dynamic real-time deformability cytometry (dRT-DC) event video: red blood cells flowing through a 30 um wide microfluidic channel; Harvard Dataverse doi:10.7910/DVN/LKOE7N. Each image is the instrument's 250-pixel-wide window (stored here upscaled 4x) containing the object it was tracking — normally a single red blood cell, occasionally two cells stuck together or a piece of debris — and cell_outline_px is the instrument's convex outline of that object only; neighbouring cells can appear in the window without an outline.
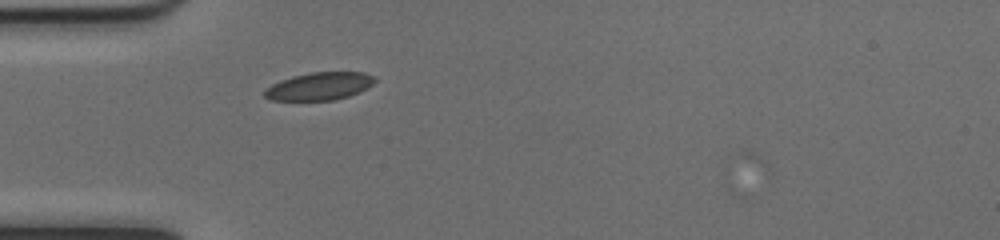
{"species": "common noctule bat (a hibernating species)", "species_latin": "Nyctalus noctula", "temperature_condition": "cold", "stored_images_in_passage": 3, "camera_frame_rate_fps": 3000, "um_per_image_px": 0.085, "animal": {"sex": "female", "body_mass_g": 17.0, "forearm_length_mm": 48.0}, "frame": {"image": 1, "passage_image": 2, "time_ms": 0.333, "image_size_px": [1000, 240], "cell_outline_px": [[376, 80], [368, 88], [360, 92], [348, 96], [332, 100], [272, 100], [264, 96], [264, 88], [280, 80], [292, 76], [308, 72], [364, 72], [376, 76]], "centroid_in_image_um": [27.16, 7.31], "position_along_channel_um": 57.8, "area_um2": 17.98}}